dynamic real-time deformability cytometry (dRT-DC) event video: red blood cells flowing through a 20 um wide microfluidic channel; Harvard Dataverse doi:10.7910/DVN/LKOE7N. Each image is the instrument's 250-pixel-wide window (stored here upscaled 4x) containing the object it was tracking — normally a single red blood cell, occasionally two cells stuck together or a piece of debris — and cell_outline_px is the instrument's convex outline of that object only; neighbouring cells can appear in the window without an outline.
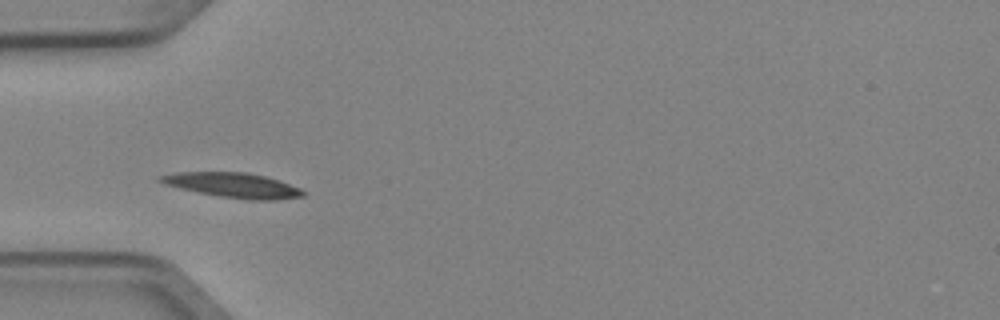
{"species": "Egyptian fruit bat (a non-hibernating species)", "species_latin": "Rousettus aegyptiacus", "temperature_condition": "cold", "stored_images_in_passage": 3, "camera_frame_rate_fps": 3000, "um_per_image_px": 0.085, "animal": {"sex": "female"}, "frame": {"image": 1, "passage_image": 1, "time_ms": 0.0, "image_size_px": [1000, 320], "cell_outline_px": [[304, 196], [276, 200], [248, 200], [220, 196], [180, 188], [164, 184], [156, 180], [156, 176], [176, 172], [248, 172], [280, 180], [300, 188], [304, 192]], "centroid_in_image_um": [19.79, 15.73], "position_along_channel_um": 65.2, "area_um2": 20.69}}
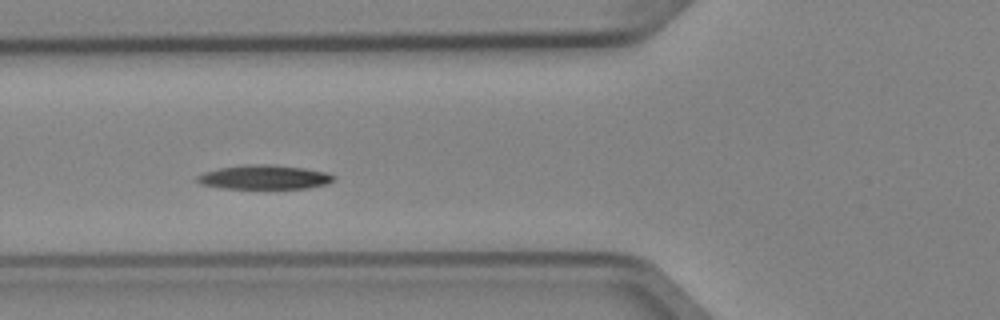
{"frame": {"image": 2, "passage_image": 2, "time_ms": 0.333, "image_size_px": [1000, 320], "cell_outline_px": [[336, 176], [328, 184], [308, 188], [224, 188], [200, 184], [196, 180], [196, 176], [204, 172], [220, 168], [244, 164], [272, 164], [304, 168], [328, 172]], "centroid_in_image_um": [22.48, 15.05], "position_along_channel_um": 103.3, "area_um2": 19.31}}
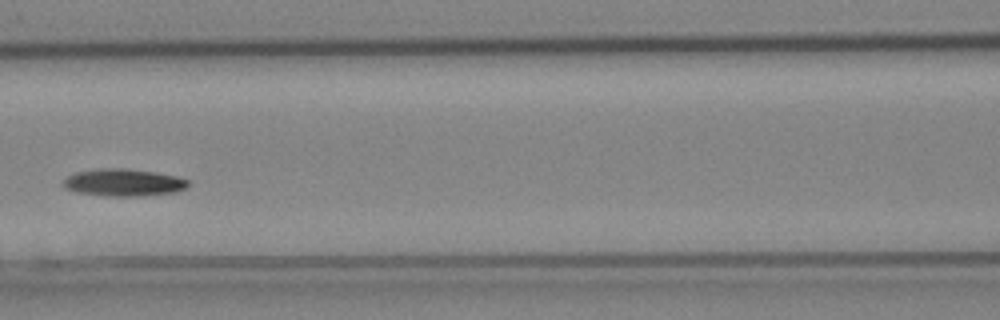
{"frame": {"image": 3, "passage_image": 3, "time_ms": 0.667, "image_size_px": [1000, 320], "cell_outline_px": [[188, 188], [176, 192], [136, 196], [108, 196], [76, 192], [64, 188], [60, 184], [68, 176], [76, 172], [96, 168], [124, 168], [156, 172], [176, 176], [188, 180]], "centroid_in_image_um": [10.48, 15.51], "position_along_channel_um": 156.1, "area_um2": 20.0}}